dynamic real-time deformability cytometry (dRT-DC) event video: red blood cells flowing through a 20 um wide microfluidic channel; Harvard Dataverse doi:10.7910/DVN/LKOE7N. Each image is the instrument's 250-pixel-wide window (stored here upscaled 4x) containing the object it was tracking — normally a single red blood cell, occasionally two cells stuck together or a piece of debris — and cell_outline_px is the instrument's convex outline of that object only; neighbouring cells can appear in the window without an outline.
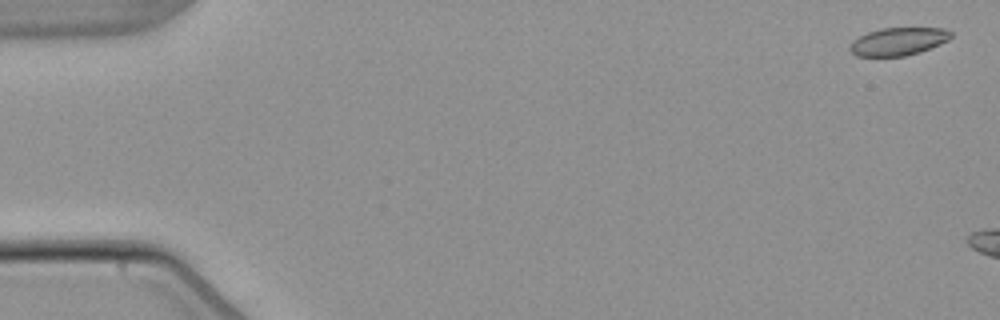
{"species": "common noctule bat (a hibernating species)", "species_latin": "Nyctalus noctula", "temperature_condition": "warm", "stored_images_in_passage": 5, "camera_frame_rate_fps": 3000, "um_per_image_px": 0.085, "animal": {"sex": "male", "body_mass_g": 21.5, "forearm_length_mm": 52.0}, "frame": {"image": 1, "passage_image": 1, "time_ms": 0.0, "image_size_px": [1000, 320], "cell_outline_px": [[952, 36], [948, 40], [940, 44], [920, 52], [904, 56], [856, 56], [848, 48], [852, 40], [868, 32], [880, 28], [944, 28], [952, 32]], "centroid_in_image_um": [76.35, 3.52], "position_along_channel_um": 8.7, "area_um2": 16.42}}